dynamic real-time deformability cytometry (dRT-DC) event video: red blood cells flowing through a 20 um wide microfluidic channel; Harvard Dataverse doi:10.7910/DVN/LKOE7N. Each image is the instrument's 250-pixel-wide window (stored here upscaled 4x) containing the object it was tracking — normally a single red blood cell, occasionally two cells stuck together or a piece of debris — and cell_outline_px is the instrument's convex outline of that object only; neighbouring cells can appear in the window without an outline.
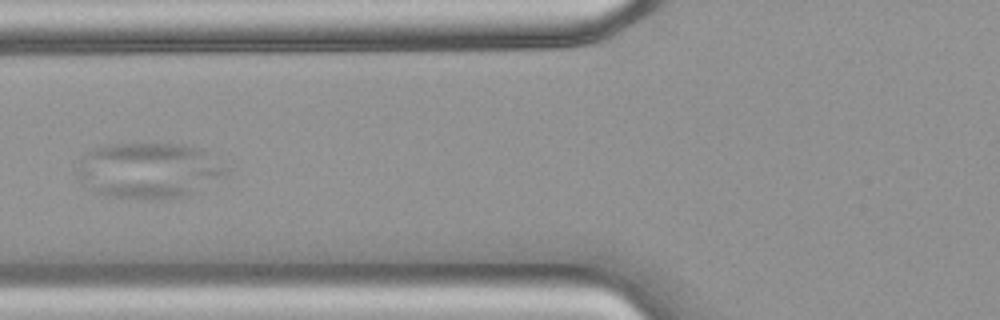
{"species": "common noctule bat (a hibernating species)", "species_latin": "Nyctalus noctula", "temperature_condition": "warm", "stored_images_in_passage": 42, "camera_frame_rate_fps": 3000, "um_per_image_px": 0.085, "animal": {"sex": "female", "body_mass_g": 18.4}, "frame": {"image": 1, "passage_image": 16, "time_ms": 5.0, "image_size_px": [1000, 320], "cell_outline_px": [[228, 172], [188, 196], [160, 200], [136, 200], [112, 196], [100, 192], [92, 188], [80, 176], [80, 160], [92, 148], [108, 144], [184, 144], [196, 148], [204, 152], [224, 168]], "centroid_in_image_um": [12.64, 14.5], "position_along_channel_um": 113.2, "area_um2": 47.16}}
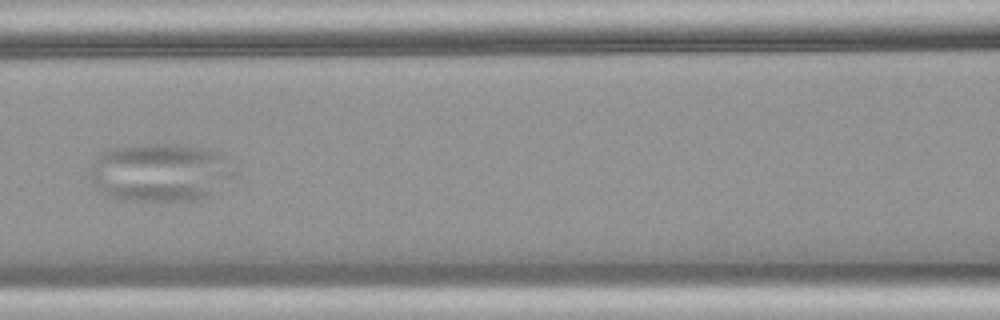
{"frame": {"image": 2, "passage_image": 19, "time_ms": 6.0, "image_size_px": [1000, 320], "cell_outline_px": [[220, 156], [208, 196], [196, 200], [132, 200], [112, 196], [104, 192], [92, 180], [92, 164], [96, 156], [100, 152], [112, 148], [140, 144], [176, 144], [208, 148], [216, 152]], "centroid_in_image_um": [13.25, 14.61], "position_along_channel_um": 153.3, "area_um2": 44.91}}
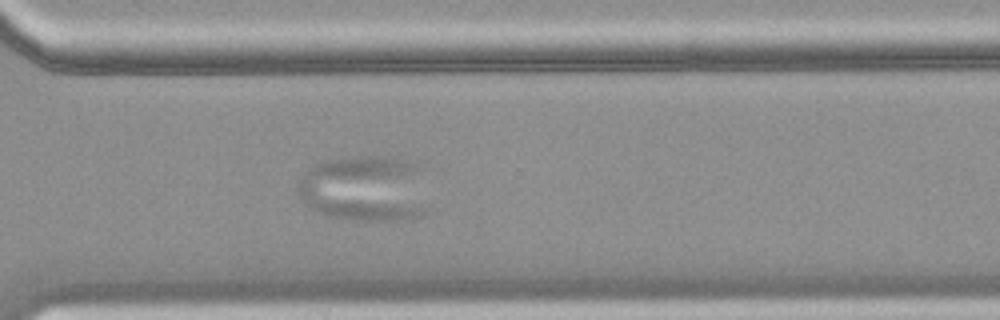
{"frame": {"image": 3, "passage_image": 33, "time_ms": 10.667, "image_size_px": [1000, 320], "cell_outline_px": [[428, 212], [420, 216], [404, 220], [352, 220], [332, 216], [316, 212], [300, 196], [300, 180], [304, 172], [316, 164], [324, 160], [344, 156], [400, 156], [420, 160], [424, 168]], "centroid_in_image_um": [31.17, 15.97], "position_along_channel_um": 339.4, "area_um2": 52.02}}